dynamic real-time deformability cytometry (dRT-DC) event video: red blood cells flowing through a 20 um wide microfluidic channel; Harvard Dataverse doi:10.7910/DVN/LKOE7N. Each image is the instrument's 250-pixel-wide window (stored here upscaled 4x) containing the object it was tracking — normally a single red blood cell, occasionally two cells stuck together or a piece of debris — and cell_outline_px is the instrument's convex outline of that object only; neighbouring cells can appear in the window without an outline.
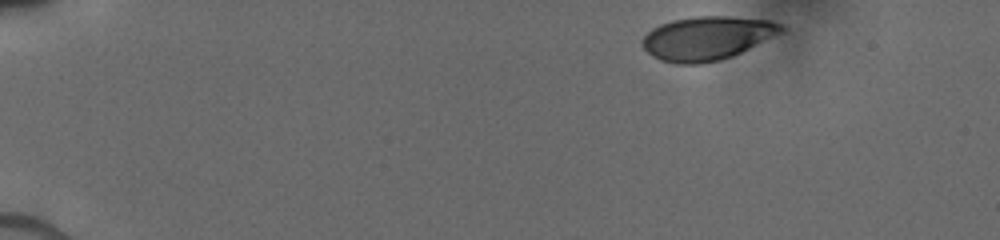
{"species": "human", "species_latin": "Homo sapiens", "temperature_condition": "cold", "stored_images_in_passage": 23, "camera_frame_rate_fps": 3000, "um_per_image_px": 0.085, "donor": {"sex": "male"}, "frame": {"image": 1, "passage_image": 1, "time_ms": 0.0, "image_size_px": [1000, 240], "cell_outline_px": [[788, 28], [784, 32], [732, 56], [720, 60], [700, 64], [676, 64], [660, 60], [652, 56], [640, 44], [640, 40], [652, 28], [660, 24], [672, 20], [696, 16], [728, 16], [768, 20], [784, 24]], "centroid_in_image_um": [60.11, 3.24], "position_along_channel_um": 24.9, "area_um2": 35.66}}